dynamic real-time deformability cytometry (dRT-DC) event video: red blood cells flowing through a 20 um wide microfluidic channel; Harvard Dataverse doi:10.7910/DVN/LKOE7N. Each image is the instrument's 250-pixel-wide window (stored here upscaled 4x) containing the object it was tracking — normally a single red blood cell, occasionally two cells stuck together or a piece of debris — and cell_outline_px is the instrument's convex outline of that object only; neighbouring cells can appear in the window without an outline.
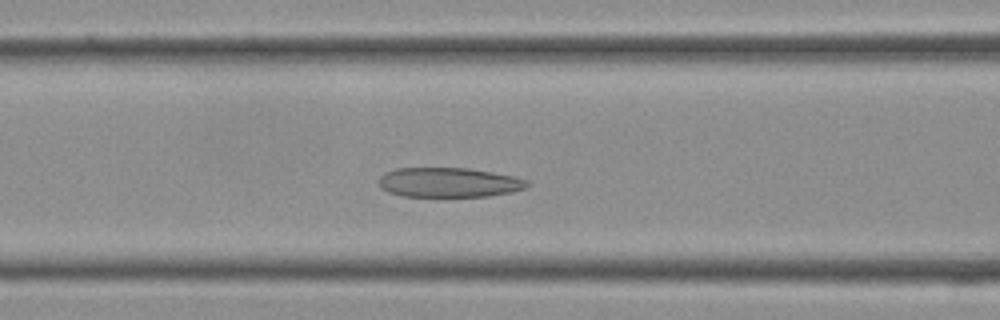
{"species": "Egyptian fruit bat (a non-hibernating species)", "species_latin": "Rousettus aegyptiacus", "temperature_condition": "cold", "stored_images_in_passage": 35, "camera_frame_rate_fps": 3000, "um_per_image_px": 0.085, "frame": {"image": 1, "passage_image": 12, "time_ms": 3.667, "image_size_px": [1000, 320], "cell_outline_px": [[532, 184], [528, 188], [512, 192], [488, 196], [400, 196], [388, 192], [380, 188], [380, 176], [384, 172], [396, 168], [468, 168], [492, 172], [512, 176], [528, 180]], "centroid_in_image_um": [38.18, 15.5], "position_along_channel_um": 128.4, "area_um2": 25.78}}
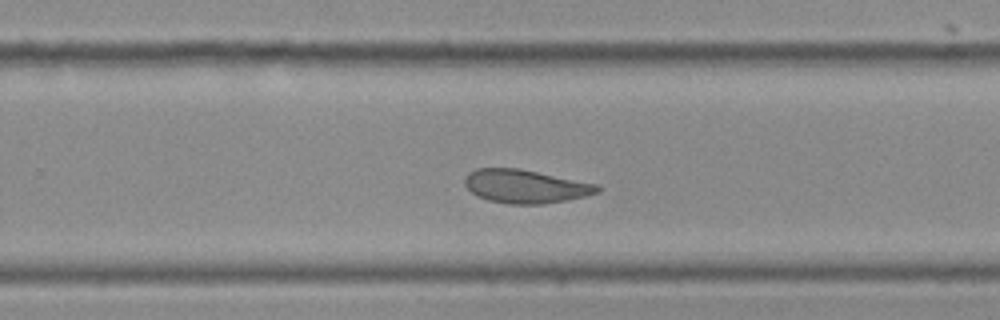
{"frame": {"image": 2, "passage_image": 21, "time_ms": 6.667, "image_size_px": [1000, 320], "cell_outline_px": [[600, 192], [568, 200], [544, 204], [508, 204], [488, 200], [476, 196], [464, 184], [464, 180], [468, 172], [476, 168], [516, 168], [600, 184]], "centroid_in_image_um": [44.67, 15.84], "position_along_channel_um": 285.1, "area_um2": 25.95}}
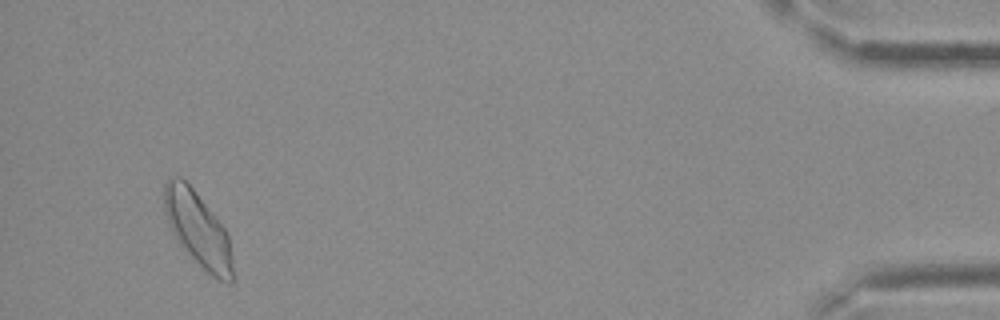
{"frame": {"image": 3, "passage_image": 33, "time_ms": 10.667, "image_size_px": [1000, 320], "cell_outline_px": [[236, 276], [228, 284], [216, 280], [176, 240], [168, 224], [164, 208], [164, 184], [172, 176], [180, 176], [192, 188], [212, 212], [228, 232]], "centroid_in_image_um": [16.87, 19.52], "position_along_channel_um": 418.3, "area_um2": 29.82}}